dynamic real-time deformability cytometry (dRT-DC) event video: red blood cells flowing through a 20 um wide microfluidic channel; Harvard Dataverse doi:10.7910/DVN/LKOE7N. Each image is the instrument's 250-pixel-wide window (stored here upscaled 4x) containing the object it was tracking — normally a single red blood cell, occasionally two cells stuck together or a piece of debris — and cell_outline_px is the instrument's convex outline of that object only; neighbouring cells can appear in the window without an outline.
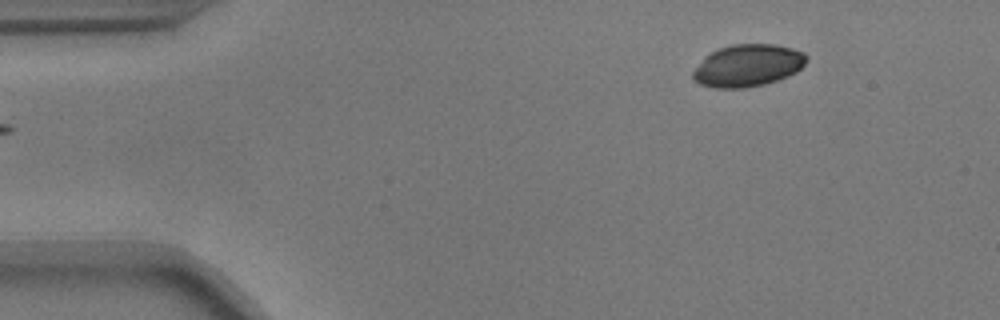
{"species": "common noctule bat (a hibernating species)", "species_latin": "Nyctalus noctula", "temperature_condition": "warm", "stored_images_in_passage": 38, "camera_frame_rate_fps": 3000, "um_per_image_px": 0.085, "animal": {"sex": "male", "body_mass_g": 17.9}, "frame": {"image": 1, "passage_image": 1, "time_ms": 0.0, "image_size_px": [1000, 320], "cell_outline_px": [[808, 60], [796, 72], [788, 76], [764, 84], [744, 88], [716, 88], [700, 84], [692, 80], [692, 72], [704, 56], [716, 48], [732, 44], [776, 44], [792, 48], [804, 52], [808, 56]], "centroid_in_image_um": [63.54, 5.56], "position_along_channel_um": 21.5, "area_um2": 28.21}}
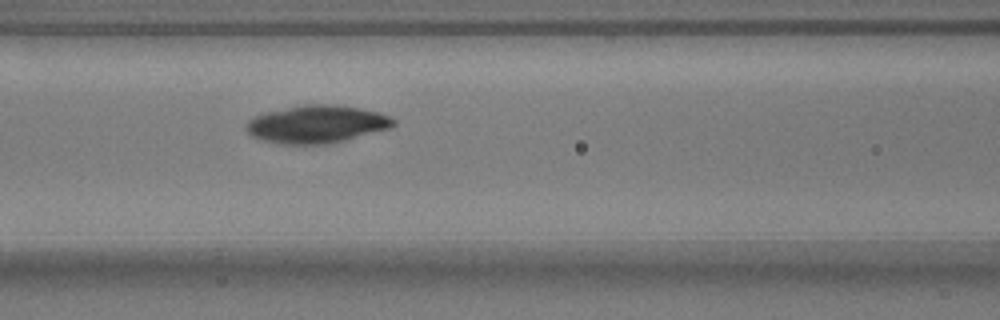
{"frame": {"image": 2, "passage_image": 17, "time_ms": 5.333, "image_size_px": [1000, 320], "cell_outline_px": [[396, 124], [392, 128], [328, 144], [284, 144], [260, 140], [252, 136], [244, 128], [244, 124], [248, 120], [264, 112], [304, 104], [332, 104], [360, 108], [380, 112], [396, 120]], "centroid_in_image_um": [26.91, 10.55], "position_along_channel_um": 139.7, "area_um2": 32.6}}
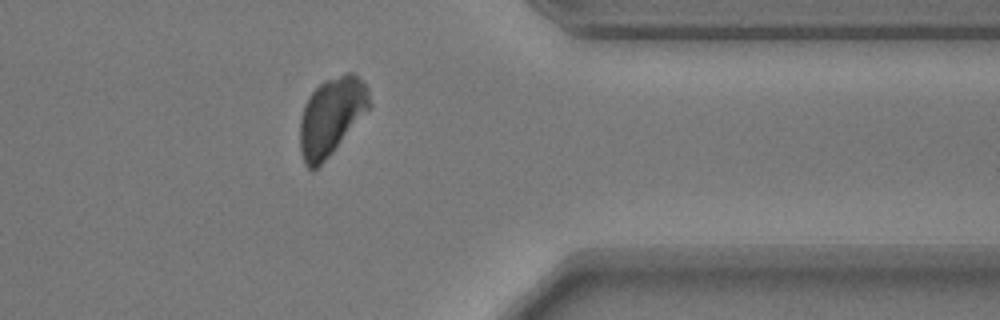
{"frame": {"image": 3, "passage_image": 38, "time_ms": 12.333, "image_size_px": [1000, 320], "cell_outline_px": [[372, 108], [332, 152], [312, 172], [304, 164], [300, 152], [300, 116], [304, 104], [308, 96], [324, 80], [348, 72], [352, 72], [364, 80], [368, 88], [372, 104]], "centroid_in_image_um": [28.19, 9.87], "position_along_channel_um": 383.2, "area_um2": 31.96}}